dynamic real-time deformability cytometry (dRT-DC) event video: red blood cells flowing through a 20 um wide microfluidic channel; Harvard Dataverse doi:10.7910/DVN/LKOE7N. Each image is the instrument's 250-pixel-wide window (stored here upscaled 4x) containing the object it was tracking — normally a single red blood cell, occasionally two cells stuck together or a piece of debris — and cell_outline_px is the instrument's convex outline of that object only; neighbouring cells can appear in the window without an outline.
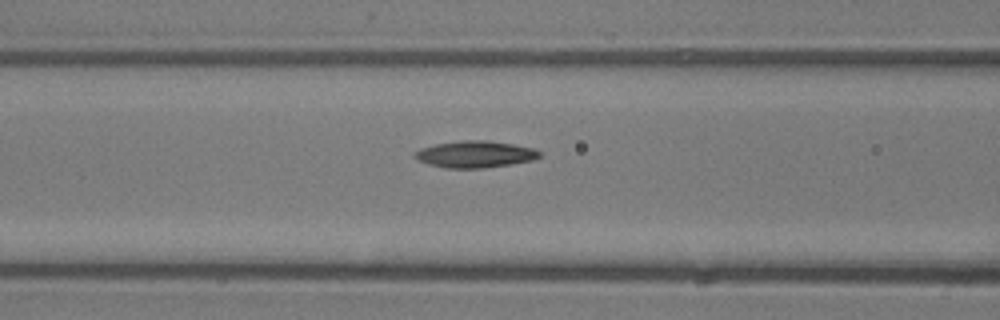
{"species": "common noctule bat (a hibernating species)", "species_latin": "Nyctalus noctula", "temperature_condition": "room temperature", "stored_images_in_passage": 15, "camera_frame_rate_fps": 3000, "um_per_image_px": 0.085, "animal": {"sex": "male", "body_mass_g": 13.3}, "frame": {"image": 1, "passage_image": 13, "time_ms": 4.0, "image_size_px": [1000, 320], "cell_outline_px": [[540, 156], [532, 160], [512, 164], [484, 168], [444, 168], [428, 164], [412, 156], [412, 152], [420, 148], [436, 144], [464, 140], [488, 140], [536, 148], [540, 152]], "centroid_in_image_um": [40.37, 13.11], "position_along_channel_um": 126.2, "area_um2": 19.54}}